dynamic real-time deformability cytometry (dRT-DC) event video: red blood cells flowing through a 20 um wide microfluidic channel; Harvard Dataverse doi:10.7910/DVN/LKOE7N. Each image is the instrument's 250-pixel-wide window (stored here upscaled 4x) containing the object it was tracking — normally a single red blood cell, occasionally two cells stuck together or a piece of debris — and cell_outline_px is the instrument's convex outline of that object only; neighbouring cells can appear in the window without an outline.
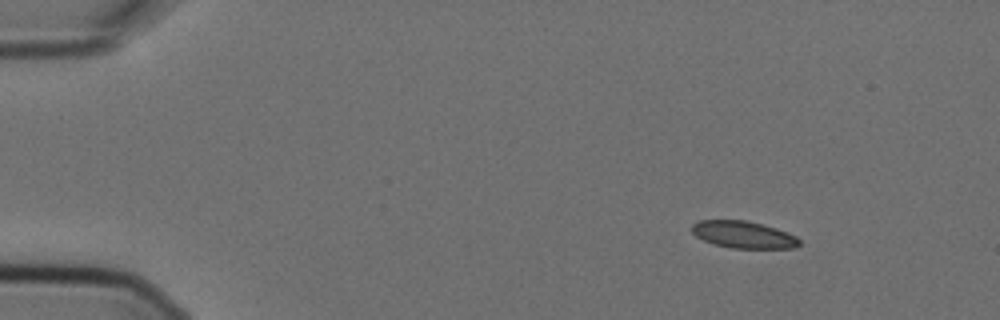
{"species": "Egyptian fruit bat (a non-hibernating species)", "species_latin": "Rousettus aegyptiacus", "temperature_condition": "cold", "stored_images_in_passage": 4, "camera_frame_rate_fps": 3000, "um_per_image_px": 0.085, "animal": {"sex": "female"}, "frame": {"image": 1, "passage_image": 1, "time_ms": 0.0, "image_size_px": [1000, 320], "cell_outline_px": [[800, 244], [792, 248], [732, 248], [712, 244], [696, 236], [692, 232], [692, 224], [700, 220], [744, 220], [776, 228], [788, 232], [796, 236], [800, 240]], "centroid_in_image_um": [63.18, 19.95], "position_along_channel_um": 21.8, "area_um2": 16.88}}
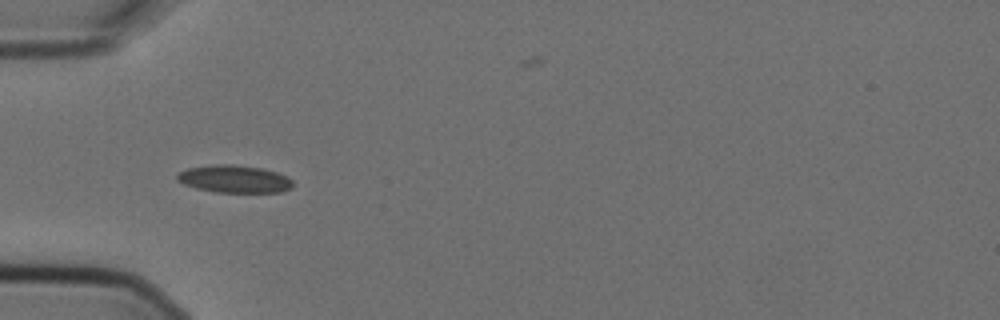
{"frame": {"image": 2, "passage_image": 4, "time_ms": 1.0, "image_size_px": [1000, 320], "cell_outline_px": [[292, 188], [280, 192], [216, 192], [196, 188], [184, 184], [176, 180], [176, 176], [180, 172], [188, 168], [212, 164], [232, 164], [260, 168], [276, 172], [288, 176], [292, 180]], "centroid_in_image_um": [19.92, 15.21], "position_along_channel_um": 65.1, "area_um2": 18.55}}